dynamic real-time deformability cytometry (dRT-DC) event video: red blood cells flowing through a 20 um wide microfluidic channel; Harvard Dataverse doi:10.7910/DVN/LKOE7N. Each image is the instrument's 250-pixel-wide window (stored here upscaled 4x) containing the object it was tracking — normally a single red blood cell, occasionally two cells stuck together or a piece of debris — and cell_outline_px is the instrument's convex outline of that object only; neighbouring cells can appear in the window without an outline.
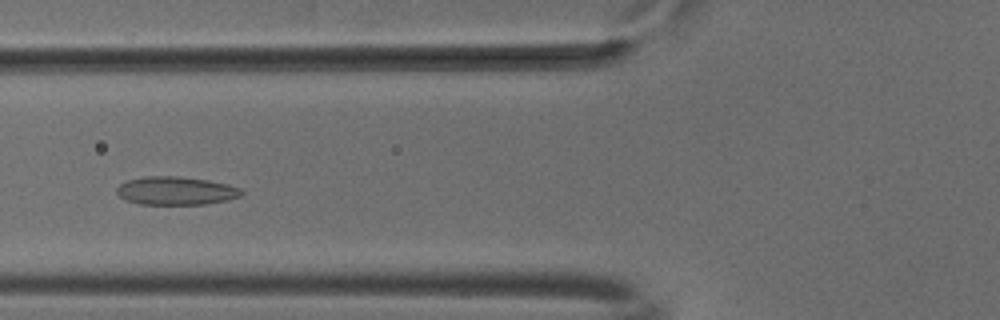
{"species": "common noctule bat (a hibernating species)", "species_latin": "Nyctalus noctula", "temperature_condition": "cold", "stored_images_in_passage": 48, "camera_frame_rate_fps": 3000, "um_per_image_px": 0.085, "animal": {"sex": "male", "body_mass_g": 18.8}, "frame": {"image": 1, "passage_image": 16, "time_ms": 5.0, "image_size_px": [1000, 320], "cell_outline_px": [[244, 192], [240, 196], [228, 200], [204, 204], [140, 204], [124, 200], [116, 192], [116, 188], [120, 184], [128, 180], [144, 176], [180, 176], [208, 180], [228, 184], [240, 188]], "centroid_in_image_um": [14.95, 16.21], "position_along_channel_um": 110.9, "area_um2": 20.63}}
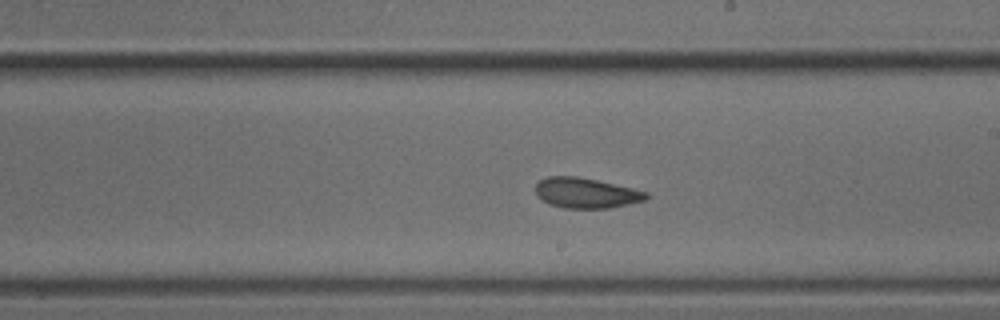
{"frame": {"image": 2, "passage_image": 26, "time_ms": 8.333, "image_size_px": [1000, 320], "cell_outline_px": [[648, 200], [608, 208], [564, 208], [548, 204], [540, 200], [536, 196], [536, 184], [540, 180], [548, 176], [576, 176], [596, 180], [632, 188], [648, 192]], "centroid_in_image_um": [49.79, 16.41], "position_along_channel_um": 239.2, "area_um2": 19.59}}
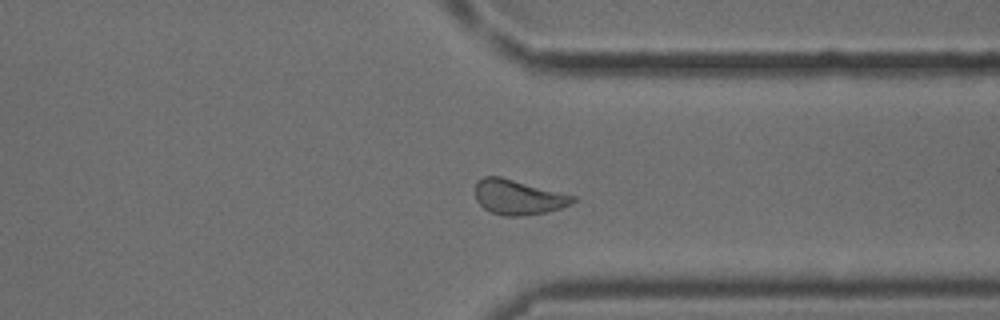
{"frame": {"image": 3, "passage_image": 36, "time_ms": 11.667, "image_size_px": [1000, 320], "cell_outline_px": [[576, 200], [572, 204], [560, 208], [544, 212], [520, 216], [504, 216], [492, 212], [484, 208], [476, 200], [476, 180], [484, 176], [500, 176], [576, 196]], "centroid_in_image_um": [44.04, 16.75], "position_along_channel_um": 367.4, "area_um2": 19.77}, "authors_computed_cell_mechanics": {"area_um2": 20.1144, "velocity_mm_per_s": 3.8429, "shape_relaxation_time_tau1_ms": 4.1231, "shape_relaxation_time_tau2_ms": 1.7481, "deformation_change_tau1": 0.0748, "deformation_change_tau2": 0.066}}